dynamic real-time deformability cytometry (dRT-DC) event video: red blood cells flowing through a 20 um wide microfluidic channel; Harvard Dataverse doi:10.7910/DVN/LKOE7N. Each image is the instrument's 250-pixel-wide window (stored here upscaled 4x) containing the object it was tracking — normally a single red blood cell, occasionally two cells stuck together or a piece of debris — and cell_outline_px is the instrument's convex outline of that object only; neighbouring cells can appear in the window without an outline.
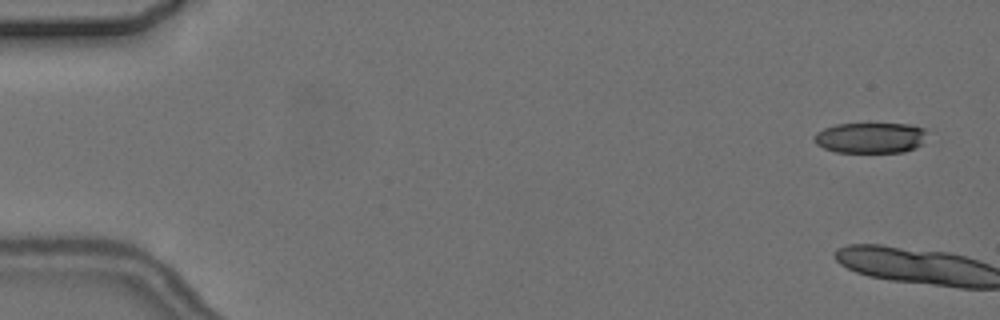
{"species": "common noctule bat (a hibernating species)", "species_latin": "Nyctalus noctula", "temperature_condition": "cold", "stored_images_in_passage": 6, "camera_frame_rate_fps": 3000, "um_per_image_px": 0.085, "animal": {"sex": "female", "body_mass_g": 24.6, "forearm_length_mm": 56.2}, "frame": {"image": 1, "passage_image": 1, "time_ms": 0.0, "image_size_px": [1000, 320], "cell_outline_px": [[936, 132], [924, 144], [916, 148], [904, 152], [836, 152], [824, 148], [816, 144], [812, 140], [812, 136], [816, 132], [824, 128], [836, 124], [912, 124]], "centroid_in_image_um": [74.13, 11.71], "position_along_channel_um": 10.9, "area_um2": 21.04}}